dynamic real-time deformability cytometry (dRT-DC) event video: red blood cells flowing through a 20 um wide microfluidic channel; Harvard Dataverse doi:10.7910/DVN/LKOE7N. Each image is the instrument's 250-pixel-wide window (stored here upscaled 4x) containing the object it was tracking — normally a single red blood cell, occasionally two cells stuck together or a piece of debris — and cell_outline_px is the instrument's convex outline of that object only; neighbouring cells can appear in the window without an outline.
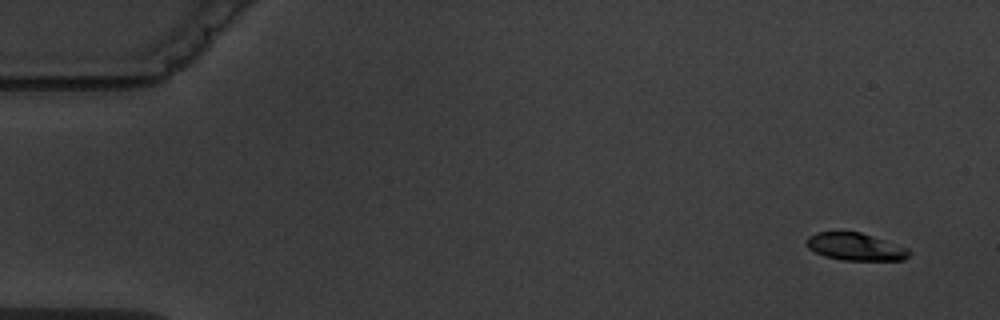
{"species": "common noctule bat (a hibernating species)", "species_latin": "Nyctalus noctula", "temperature_condition": "warm", "stored_images_in_passage": 5, "camera_frame_rate_fps": 3000, "um_per_image_px": 0.085, "animal": {"sex": "male", "body_mass_g": 19.5, "forearm_length_mm": 54.6}, "frame": {"image": 1, "passage_image": 1, "time_ms": 0.0, "image_size_px": [1000, 320], "cell_outline_px": [[908, 256], [904, 260], [844, 260], [824, 256], [808, 248], [804, 240], [808, 236], [816, 232], [860, 232], [908, 248]], "centroid_in_image_um": [72.65, 20.97], "position_along_channel_um": 12.3, "area_um2": 16.24}}